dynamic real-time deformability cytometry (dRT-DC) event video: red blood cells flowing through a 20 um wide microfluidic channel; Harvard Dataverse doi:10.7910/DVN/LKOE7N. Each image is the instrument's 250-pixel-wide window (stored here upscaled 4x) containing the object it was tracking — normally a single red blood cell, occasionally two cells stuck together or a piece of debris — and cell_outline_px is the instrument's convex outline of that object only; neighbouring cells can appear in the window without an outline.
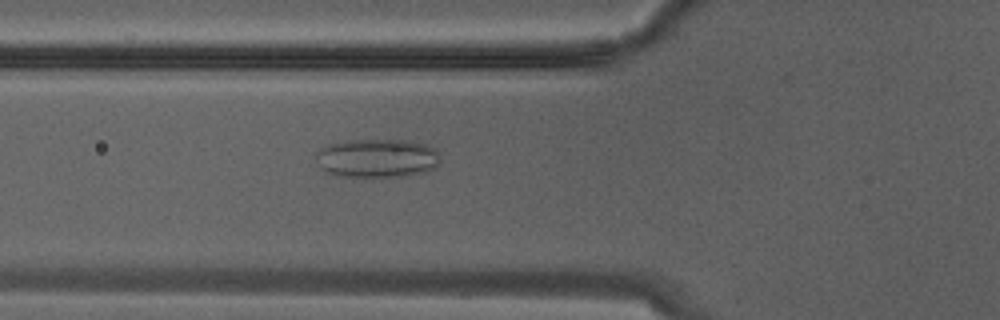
{"species": "Egyptian fruit bat (a non-hibernating species)", "species_latin": "Rousettus aegyptiacus", "temperature_condition": "warm", "stored_images_in_passage": 5, "camera_frame_rate_fps": 3000, "um_per_image_px": 0.085, "animal": {"sex": "male"}, "frame": {"image": 1, "passage_image": 2, "time_ms": 0.333, "image_size_px": [1000, 320], "cell_outline_px": [[440, 160], [436, 168], [424, 172], [408, 176], [364, 180], [340, 176], [324, 172], [320, 168], [316, 160], [316, 152], [320, 148], [328, 144], [348, 140], [408, 140], [424, 144], [436, 148]], "centroid_in_image_um": [32.03, 13.49], "position_along_channel_um": 93.8, "area_um2": 29.3}}